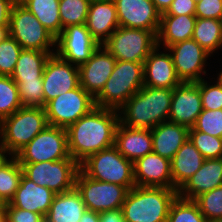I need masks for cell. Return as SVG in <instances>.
Segmentation results:
<instances>
[{
	"mask_svg": "<svg viewBox=\"0 0 222 222\" xmlns=\"http://www.w3.org/2000/svg\"><path fill=\"white\" fill-rule=\"evenodd\" d=\"M119 111L93 108L67 130L69 155L79 164L91 154L114 145Z\"/></svg>",
	"mask_w": 222,
	"mask_h": 222,
	"instance_id": "1",
	"label": "cell"
},
{
	"mask_svg": "<svg viewBox=\"0 0 222 222\" xmlns=\"http://www.w3.org/2000/svg\"><path fill=\"white\" fill-rule=\"evenodd\" d=\"M173 89L143 86L118 110L126 127L151 130L168 121Z\"/></svg>",
	"mask_w": 222,
	"mask_h": 222,
	"instance_id": "2",
	"label": "cell"
},
{
	"mask_svg": "<svg viewBox=\"0 0 222 222\" xmlns=\"http://www.w3.org/2000/svg\"><path fill=\"white\" fill-rule=\"evenodd\" d=\"M177 190L165 187L131 188L122 204L126 222H167L171 203Z\"/></svg>",
	"mask_w": 222,
	"mask_h": 222,
	"instance_id": "3",
	"label": "cell"
},
{
	"mask_svg": "<svg viewBox=\"0 0 222 222\" xmlns=\"http://www.w3.org/2000/svg\"><path fill=\"white\" fill-rule=\"evenodd\" d=\"M48 125L44 108L21 107L0 122V145L15 156Z\"/></svg>",
	"mask_w": 222,
	"mask_h": 222,
	"instance_id": "4",
	"label": "cell"
},
{
	"mask_svg": "<svg viewBox=\"0 0 222 222\" xmlns=\"http://www.w3.org/2000/svg\"><path fill=\"white\" fill-rule=\"evenodd\" d=\"M143 86L144 64L117 60L104 88L95 98V106L119 110Z\"/></svg>",
	"mask_w": 222,
	"mask_h": 222,
	"instance_id": "5",
	"label": "cell"
},
{
	"mask_svg": "<svg viewBox=\"0 0 222 222\" xmlns=\"http://www.w3.org/2000/svg\"><path fill=\"white\" fill-rule=\"evenodd\" d=\"M80 170L91 179L135 187L133 162L126 159L113 145L91 154L80 163Z\"/></svg>",
	"mask_w": 222,
	"mask_h": 222,
	"instance_id": "6",
	"label": "cell"
},
{
	"mask_svg": "<svg viewBox=\"0 0 222 222\" xmlns=\"http://www.w3.org/2000/svg\"><path fill=\"white\" fill-rule=\"evenodd\" d=\"M19 164L26 178L39 186L50 189L55 194L72 190L80 170V164L71 156L58 161Z\"/></svg>",
	"mask_w": 222,
	"mask_h": 222,
	"instance_id": "7",
	"label": "cell"
},
{
	"mask_svg": "<svg viewBox=\"0 0 222 222\" xmlns=\"http://www.w3.org/2000/svg\"><path fill=\"white\" fill-rule=\"evenodd\" d=\"M8 31L23 49L56 51V38L18 1L11 10Z\"/></svg>",
	"mask_w": 222,
	"mask_h": 222,
	"instance_id": "8",
	"label": "cell"
},
{
	"mask_svg": "<svg viewBox=\"0 0 222 222\" xmlns=\"http://www.w3.org/2000/svg\"><path fill=\"white\" fill-rule=\"evenodd\" d=\"M102 45L116 60L144 63L157 46V36L145 29L119 26Z\"/></svg>",
	"mask_w": 222,
	"mask_h": 222,
	"instance_id": "9",
	"label": "cell"
},
{
	"mask_svg": "<svg viewBox=\"0 0 222 222\" xmlns=\"http://www.w3.org/2000/svg\"><path fill=\"white\" fill-rule=\"evenodd\" d=\"M95 107V99L79 85L47 102L44 110L50 126L67 129Z\"/></svg>",
	"mask_w": 222,
	"mask_h": 222,
	"instance_id": "10",
	"label": "cell"
},
{
	"mask_svg": "<svg viewBox=\"0 0 222 222\" xmlns=\"http://www.w3.org/2000/svg\"><path fill=\"white\" fill-rule=\"evenodd\" d=\"M69 156L67 130L50 125L15 155L19 163L58 161Z\"/></svg>",
	"mask_w": 222,
	"mask_h": 222,
	"instance_id": "11",
	"label": "cell"
},
{
	"mask_svg": "<svg viewBox=\"0 0 222 222\" xmlns=\"http://www.w3.org/2000/svg\"><path fill=\"white\" fill-rule=\"evenodd\" d=\"M75 188L87 210L95 212L122 208L129 191L125 186L91 179L81 170L77 174Z\"/></svg>",
	"mask_w": 222,
	"mask_h": 222,
	"instance_id": "12",
	"label": "cell"
},
{
	"mask_svg": "<svg viewBox=\"0 0 222 222\" xmlns=\"http://www.w3.org/2000/svg\"><path fill=\"white\" fill-rule=\"evenodd\" d=\"M181 82H198L206 74V62L211 55L194 39L185 40L167 47ZM202 74V75H201Z\"/></svg>",
	"mask_w": 222,
	"mask_h": 222,
	"instance_id": "13",
	"label": "cell"
},
{
	"mask_svg": "<svg viewBox=\"0 0 222 222\" xmlns=\"http://www.w3.org/2000/svg\"><path fill=\"white\" fill-rule=\"evenodd\" d=\"M100 46L85 24L69 26L56 38V54L76 66L85 63Z\"/></svg>",
	"mask_w": 222,
	"mask_h": 222,
	"instance_id": "14",
	"label": "cell"
},
{
	"mask_svg": "<svg viewBox=\"0 0 222 222\" xmlns=\"http://www.w3.org/2000/svg\"><path fill=\"white\" fill-rule=\"evenodd\" d=\"M42 80L44 104H46L80 85L78 66L65 61L56 53L51 54L45 63Z\"/></svg>",
	"mask_w": 222,
	"mask_h": 222,
	"instance_id": "15",
	"label": "cell"
},
{
	"mask_svg": "<svg viewBox=\"0 0 222 222\" xmlns=\"http://www.w3.org/2000/svg\"><path fill=\"white\" fill-rule=\"evenodd\" d=\"M115 57L100 45L83 64L78 66L79 84L94 99L101 93L116 64Z\"/></svg>",
	"mask_w": 222,
	"mask_h": 222,
	"instance_id": "16",
	"label": "cell"
},
{
	"mask_svg": "<svg viewBox=\"0 0 222 222\" xmlns=\"http://www.w3.org/2000/svg\"><path fill=\"white\" fill-rule=\"evenodd\" d=\"M119 26L145 29L156 36L159 31L161 13L152 0H114Z\"/></svg>",
	"mask_w": 222,
	"mask_h": 222,
	"instance_id": "17",
	"label": "cell"
},
{
	"mask_svg": "<svg viewBox=\"0 0 222 222\" xmlns=\"http://www.w3.org/2000/svg\"><path fill=\"white\" fill-rule=\"evenodd\" d=\"M202 110L200 87L197 82H181L173 88L168 121L190 129Z\"/></svg>",
	"mask_w": 222,
	"mask_h": 222,
	"instance_id": "18",
	"label": "cell"
},
{
	"mask_svg": "<svg viewBox=\"0 0 222 222\" xmlns=\"http://www.w3.org/2000/svg\"><path fill=\"white\" fill-rule=\"evenodd\" d=\"M136 186L172 188L170 160L151 152L133 163Z\"/></svg>",
	"mask_w": 222,
	"mask_h": 222,
	"instance_id": "19",
	"label": "cell"
},
{
	"mask_svg": "<svg viewBox=\"0 0 222 222\" xmlns=\"http://www.w3.org/2000/svg\"><path fill=\"white\" fill-rule=\"evenodd\" d=\"M156 46L144 61V86L173 89L181 83L167 48ZM160 52V53H159Z\"/></svg>",
	"mask_w": 222,
	"mask_h": 222,
	"instance_id": "20",
	"label": "cell"
},
{
	"mask_svg": "<svg viewBox=\"0 0 222 222\" xmlns=\"http://www.w3.org/2000/svg\"><path fill=\"white\" fill-rule=\"evenodd\" d=\"M222 186V158L205 159L202 166L177 191L178 197L194 200L202 193Z\"/></svg>",
	"mask_w": 222,
	"mask_h": 222,
	"instance_id": "21",
	"label": "cell"
},
{
	"mask_svg": "<svg viewBox=\"0 0 222 222\" xmlns=\"http://www.w3.org/2000/svg\"><path fill=\"white\" fill-rule=\"evenodd\" d=\"M85 25L91 36L102 45L119 27L114 0H92Z\"/></svg>",
	"mask_w": 222,
	"mask_h": 222,
	"instance_id": "22",
	"label": "cell"
},
{
	"mask_svg": "<svg viewBox=\"0 0 222 222\" xmlns=\"http://www.w3.org/2000/svg\"><path fill=\"white\" fill-rule=\"evenodd\" d=\"M114 146L121 155L134 163L153 152L151 130L129 128L119 122L115 131Z\"/></svg>",
	"mask_w": 222,
	"mask_h": 222,
	"instance_id": "23",
	"label": "cell"
},
{
	"mask_svg": "<svg viewBox=\"0 0 222 222\" xmlns=\"http://www.w3.org/2000/svg\"><path fill=\"white\" fill-rule=\"evenodd\" d=\"M55 195L50 189L39 186L22 175L15 196L9 203L15 208L46 216Z\"/></svg>",
	"mask_w": 222,
	"mask_h": 222,
	"instance_id": "24",
	"label": "cell"
},
{
	"mask_svg": "<svg viewBox=\"0 0 222 222\" xmlns=\"http://www.w3.org/2000/svg\"><path fill=\"white\" fill-rule=\"evenodd\" d=\"M153 152L171 160L189 138V128L170 121L151 129Z\"/></svg>",
	"mask_w": 222,
	"mask_h": 222,
	"instance_id": "25",
	"label": "cell"
},
{
	"mask_svg": "<svg viewBox=\"0 0 222 222\" xmlns=\"http://www.w3.org/2000/svg\"><path fill=\"white\" fill-rule=\"evenodd\" d=\"M205 158L188 138L170 160L172 189L177 191L202 166Z\"/></svg>",
	"mask_w": 222,
	"mask_h": 222,
	"instance_id": "26",
	"label": "cell"
},
{
	"mask_svg": "<svg viewBox=\"0 0 222 222\" xmlns=\"http://www.w3.org/2000/svg\"><path fill=\"white\" fill-rule=\"evenodd\" d=\"M195 15H161L157 46L163 45L165 49L176 43L192 39Z\"/></svg>",
	"mask_w": 222,
	"mask_h": 222,
	"instance_id": "27",
	"label": "cell"
},
{
	"mask_svg": "<svg viewBox=\"0 0 222 222\" xmlns=\"http://www.w3.org/2000/svg\"><path fill=\"white\" fill-rule=\"evenodd\" d=\"M86 210L80 193L74 187L55 195L45 216V222H79Z\"/></svg>",
	"mask_w": 222,
	"mask_h": 222,
	"instance_id": "28",
	"label": "cell"
},
{
	"mask_svg": "<svg viewBox=\"0 0 222 222\" xmlns=\"http://www.w3.org/2000/svg\"><path fill=\"white\" fill-rule=\"evenodd\" d=\"M56 51L22 49L11 78L14 81H37L42 79L44 66Z\"/></svg>",
	"mask_w": 222,
	"mask_h": 222,
	"instance_id": "29",
	"label": "cell"
},
{
	"mask_svg": "<svg viewBox=\"0 0 222 222\" xmlns=\"http://www.w3.org/2000/svg\"><path fill=\"white\" fill-rule=\"evenodd\" d=\"M57 38L63 31L59 14V0H17Z\"/></svg>",
	"mask_w": 222,
	"mask_h": 222,
	"instance_id": "30",
	"label": "cell"
},
{
	"mask_svg": "<svg viewBox=\"0 0 222 222\" xmlns=\"http://www.w3.org/2000/svg\"><path fill=\"white\" fill-rule=\"evenodd\" d=\"M192 39L212 55L222 48V22L212 18H197Z\"/></svg>",
	"mask_w": 222,
	"mask_h": 222,
	"instance_id": "31",
	"label": "cell"
},
{
	"mask_svg": "<svg viewBox=\"0 0 222 222\" xmlns=\"http://www.w3.org/2000/svg\"><path fill=\"white\" fill-rule=\"evenodd\" d=\"M9 158L7 157L0 164V198L5 204L15 196L23 175L17 158L15 156H9Z\"/></svg>",
	"mask_w": 222,
	"mask_h": 222,
	"instance_id": "32",
	"label": "cell"
},
{
	"mask_svg": "<svg viewBox=\"0 0 222 222\" xmlns=\"http://www.w3.org/2000/svg\"><path fill=\"white\" fill-rule=\"evenodd\" d=\"M92 0H59L62 28L85 24Z\"/></svg>",
	"mask_w": 222,
	"mask_h": 222,
	"instance_id": "33",
	"label": "cell"
},
{
	"mask_svg": "<svg viewBox=\"0 0 222 222\" xmlns=\"http://www.w3.org/2000/svg\"><path fill=\"white\" fill-rule=\"evenodd\" d=\"M21 107L15 81L10 76H0V122Z\"/></svg>",
	"mask_w": 222,
	"mask_h": 222,
	"instance_id": "34",
	"label": "cell"
},
{
	"mask_svg": "<svg viewBox=\"0 0 222 222\" xmlns=\"http://www.w3.org/2000/svg\"><path fill=\"white\" fill-rule=\"evenodd\" d=\"M167 222H208L202 215L198 205L193 200L180 197L171 203Z\"/></svg>",
	"mask_w": 222,
	"mask_h": 222,
	"instance_id": "35",
	"label": "cell"
},
{
	"mask_svg": "<svg viewBox=\"0 0 222 222\" xmlns=\"http://www.w3.org/2000/svg\"><path fill=\"white\" fill-rule=\"evenodd\" d=\"M193 201L207 221L222 219V186L202 193Z\"/></svg>",
	"mask_w": 222,
	"mask_h": 222,
	"instance_id": "36",
	"label": "cell"
},
{
	"mask_svg": "<svg viewBox=\"0 0 222 222\" xmlns=\"http://www.w3.org/2000/svg\"><path fill=\"white\" fill-rule=\"evenodd\" d=\"M189 139L205 159L222 158V138L189 129Z\"/></svg>",
	"mask_w": 222,
	"mask_h": 222,
	"instance_id": "37",
	"label": "cell"
},
{
	"mask_svg": "<svg viewBox=\"0 0 222 222\" xmlns=\"http://www.w3.org/2000/svg\"><path fill=\"white\" fill-rule=\"evenodd\" d=\"M22 49L9 34L0 42V76L11 77Z\"/></svg>",
	"mask_w": 222,
	"mask_h": 222,
	"instance_id": "38",
	"label": "cell"
},
{
	"mask_svg": "<svg viewBox=\"0 0 222 222\" xmlns=\"http://www.w3.org/2000/svg\"><path fill=\"white\" fill-rule=\"evenodd\" d=\"M22 107L44 108L43 80L15 81Z\"/></svg>",
	"mask_w": 222,
	"mask_h": 222,
	"instance_id": "39",
	"label": "cell"
},
{
	"mask_svg": "<svg viewBox=\"0 0 222 222\" xmlns=\"http://www.w3.org/2000/svg\"><path fill=\"white\" fill-rule=\"evenodd\" d=\"M190 129H196L211 136L222 138V109H203L194 126Z\"/></svg>",
	"mask_w": 222,
	"mask_h": 222,
	"instance_id": "40",
	"label": "cell"
},
{
	"mask_svg": "<svg viewBox=\"0 0 222 222\" xmlns=\"http://www.w3.org/2000/svg\"><path fill=\"white\" fill-rule=\"evenodd\" d=\"M216 80L212 85L211 81L208 83L205 78L197 82V85L200 87L202 109H222V82L218 77Z\"/></svg>",
	"mask_w": 222,
	"mask_h": 222,
	"instance_id": "41",
	"label": "cell"
},
{
	"mask_svg": "<svg viewBox=\"0 0 222 222\" xmlns=\"http://www.w3.org/2000/svg\"><path fill=\"white\" fill-rule=\"evenodd\" d=\"M6 222H45V216L28 210L13 207L10 203L5 205Z\"/></svg>",
	"mask_w": 222,
	"mask_h": 222,
	"instance_id": "42",
	"label": "cell"
},
{
	"mask_svg": "<svg viewBox=\"0 0 222 222\" xmlns=\"http://www.w3.org/2000/svg\"><path fill=\"white\" fill-rule=\"evenodd\" d=\"M222 0H201L196 2L195 16L197 18H212L220 20Z\"/></svg>",
	"mask_w": 222,
	"mask_h": 222,
	"instance_id": "43",
	"label": "cell"
},
{
	"mask_svg": "<svg viewBox=\"0 0 222 222\" xmlns=\"http://www.w3.org/2000/svg\"><path fill=\"white\" fill-rule=\"evenodd\" d=\"M196 2L194 0H173L171 6L161 15H195Z\"/></svg>",
	"mask_w": 222,
	"mask_h": 222,
	"instance_id": "44",
	"label": "cell"
},
{
	"mask_svg": "<svg viewBox=\"0 0 222 222\" xmlns=\"http://www.w3.org/2000/svg\"><path fill=\"white\" fill-rule=\"evenodd\" d=\"M17 0H0V27H9L10 14Z\"/></svg>",
	"mask_w": 222,
	"mask_h": 222,
	"instance_id": "45",
	"label": "cell"
},
{
	"mask_svg": "<svg viewBox=\"0 0 222 222\" xmlns=\"http://www.w3.org/2000/svg\"><path fill=\"white\" fill-rule=\"evenodd\" d=\"M99 222H126L122 208L99 212Z\"/></svg>",
	"mask_w": 222,
	"mask_h": 222,
	"instance_id": "46",
	"label": "cell"
},
{
	"mask_svg": "<svg viewBox=\"0 0 222 222\" xmlns=\"http://www.w3.org/2000/svg\"><path fill=\"white\" fill-rule=\"evenodd\" d=\"M79 222H99V212L86 210Z\"/></svg>",
	"mask_w": 222,
	"mask_h": 222,
	"instance_id": "47",
	"label": "cell"
},
{
	"mask_svg": "<svg viewBox=\"0 0 222 222\" xmlns=\"http://www.w3.org/2000/svg\"><path fill=\"white\" fill-rule=\"evenodd\" d=\"M173 0H152L156 9L162 14L165 13L171 6Z\"/></svg>",
	"mask_w": 222,
	"mask_h": 222,
	"instance_id": "48",
	"label": "cell"
},
{
	"mask_svg": "<svg viewBox=\"0 0 222 222\" xmlns=\"http://www.w3.org/2000/svg\"><path fill=\"white\" fill-rule=\"evenodd\" d=\"M9 27H0V42L9 34Z\"/></svg>",
	"mask_w": 222,
	"mask_h": 222,
	"instance_id": "49",
	"label": "cell"
},
{
	"mask_svg": "<svg viewBox=\"0 0 222 222\" xmlns=\"http://www.w3.org/2000/svg\"><path fill=\"white\" fill-rule=\"evenodd\" d=\"M0 145V164L7 158L8 154Z\"/></svg>",
	"mask_w": 222,
	"mask_h": 222,
	"instance_id": "50",
	"label": "cell"
},
{
	"mask_svg": "<svg viewBox=\"0 0 222 222\" xmlns=\"http://www.w3.org/2000/svg\"><path fill=\"white\" fill-rule=\"evenodd\" d=\"M0 222H6L5 212L0 211Z\"/></svg>",
	"mask_w": 222,
	"mask_h": 222,
	"instance_id": "51",
	"label": "cell"
},
{
	"mask_svg": "<svg viewBox=\"0 0 222 222\" xmlns=\"http://www.w3.org/2000/svg\"><path fill=\"white\" fill-rule=\"evenodd\" d=\"M5 203L2 201V199L0 198V211H4L5 209Z\"/></svg>",
	"mask_w": 222,
	"mask_h": 222,
	"instance_id": "52",
	"label": "cell"
},
{
	"mask_svg": "<svg viewBox=\"0 0 222 222\" xmlns=\"http://www.w3.org/2000/svg\"><path fill=\"white\" fill-rule=\"evenodd\" d=\"M220 73L217 75L218 79L222 82V70L219 71Z\"/></svg>",
	"mask_w": 222,
	"mask_h": 222,
	"instance_id": "53",
	"label": "cell"
},
{
	"mask_svg": "<svg viewBox=\"0 0 222 222\" xmlns=\"http://www.w3.org/2000/svg\"><path fill=\"white\" fill-rule=\"evenodd\" d=\"M208 222H222V219H220V220L208 221Z\"/></svg>",
	"mask_w": 222,
	"mask_h": 222,
	"instance_id": "54",
	"label": "cell"
}]
</instances>
